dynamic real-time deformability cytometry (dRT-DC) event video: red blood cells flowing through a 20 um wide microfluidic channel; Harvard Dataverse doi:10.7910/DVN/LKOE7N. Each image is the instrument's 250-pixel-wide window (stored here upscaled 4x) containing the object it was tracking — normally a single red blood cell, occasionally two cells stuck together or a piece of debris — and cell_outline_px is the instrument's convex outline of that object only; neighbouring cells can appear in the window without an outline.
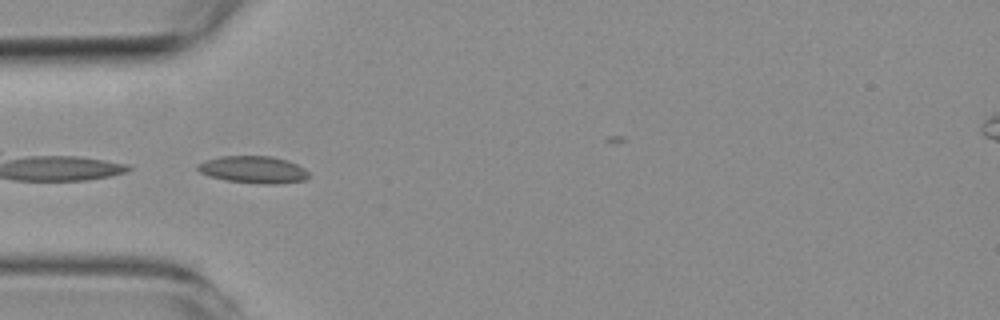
{"species": "common noctule bat (a hibernating species)", "species_latin": "Nyctalus noctula", "temperature_condition": "room temperature", "stored_images_in_passage": 14, "camera_frame_rate_fps": 3000, "um_per_image_px": 0.085, "animal": {"sex": "female", "body_mass_g": 19.3, "forearm_length_mm": 54.1}, "frame": {"image": 1, "passage_image": 1, "time_ms": 0.0, "image_size_px": [1000, 320], "cell_outline_px": [[308, 176], [304, 180], [280, 184], [260, 184], [228, 180], [212, 176], [200, 172], [196, 168], [196, 164], [220, 156], [272, 156], [288, 160], [304, 168], [308, 172]], "centroid_in_image_um": [21.56, 14.41], "position_along_channel_um": 63.4, "area_um2": 17.46}}
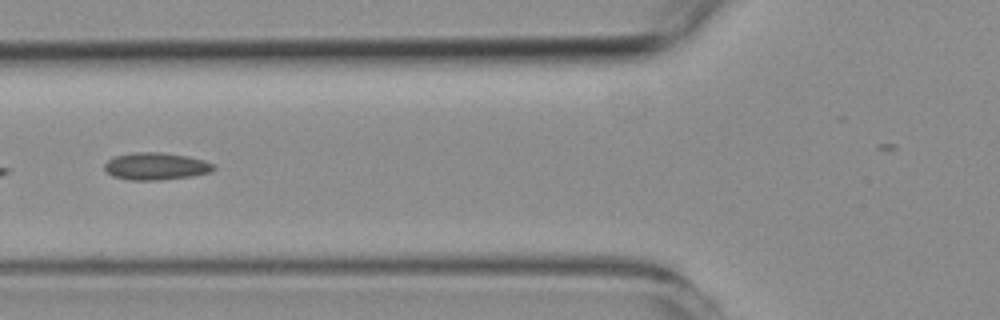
{"frame": {"image": 2, "passage_image": 5, "time_ms": 1.333, "image_size_px": [1000, 320], "cell_outline_px": [[216, 168], [212, 172], [192, 176], [160, 180], [128, 180], [112, 176], [104, 168], [104, 164], [112, 156], [136, 152], [160, 152], [188, 156], [204, 160], [216, 164]], "centroid_in_image_um": [13.27, 14.13], "position_along_channel_um": 112.5, "area_um2": 17.57}}
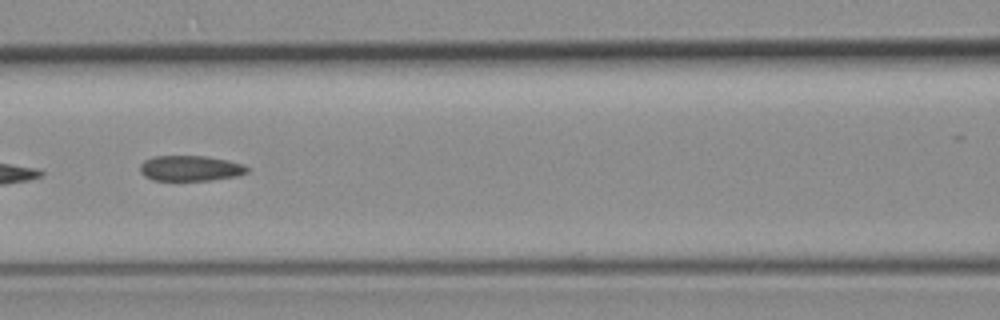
{"frame": {"image": 3, "passage_image": 8, "time_ms": 2.333, "image_size_px": [1000, 320], "cell_outline_px": [[248, 172], [240, 176], [212, 180], [152, 180], [144, 176], [140, 172], [140, 164], [144, 160], [152, 156], [208, 156], [228, 160], [244, 164], [248, 168]], "centroid_in_image_um": [16.19, 14.3], "position_along_channel_um": 150.4, "area_um2": 16.13}}